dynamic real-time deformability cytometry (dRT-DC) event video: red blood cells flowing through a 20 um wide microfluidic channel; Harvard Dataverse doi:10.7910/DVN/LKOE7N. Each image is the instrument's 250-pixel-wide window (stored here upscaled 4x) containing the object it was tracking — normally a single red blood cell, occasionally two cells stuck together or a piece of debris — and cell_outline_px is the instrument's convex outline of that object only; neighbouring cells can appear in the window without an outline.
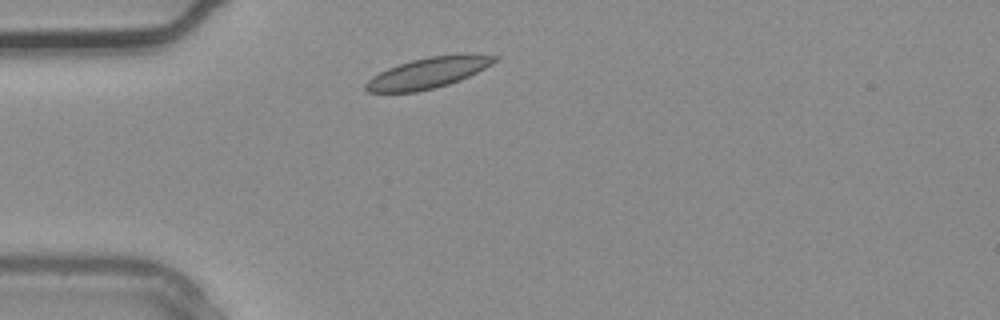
{"species": "common noctule bat (a hibernating species)", "species_latin": "Nyctalus noctula", "temperature_condition": "warm", "stored_images_in_passage": 1, "camera_frame_rate_fps": 3000, "um_per_image_px": 0.085, "animal": {"sex": "male", "body_mass_g": 20.4}, "frame": {"image": 1, "passage_image": 1, "time_ms": 0.0, "image_size_px": [1000, 320], "cell_outline_px": [[500, 56], [492, 64], [460, 80], [436, 88], [416, 92], [368, 92], [364, 88], [364, 84], [372, 76], [388, 68], [412, 60], [428, 56]], "centroid_in_image_um": [36.28, 6.24], "position_along_channel_um": 48.7, "area_um2": 22.31}}